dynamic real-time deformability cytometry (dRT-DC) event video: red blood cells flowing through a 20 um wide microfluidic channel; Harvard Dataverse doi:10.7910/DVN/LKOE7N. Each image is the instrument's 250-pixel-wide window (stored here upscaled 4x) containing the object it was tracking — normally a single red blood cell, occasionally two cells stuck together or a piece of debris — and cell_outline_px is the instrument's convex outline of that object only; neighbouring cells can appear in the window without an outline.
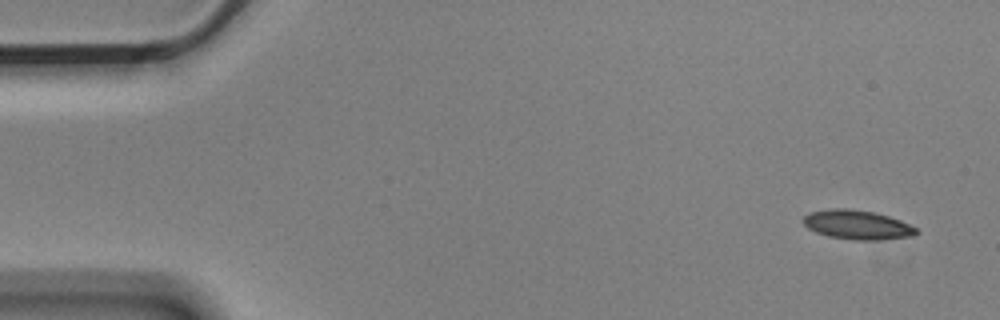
{"species": "Egyptian fruit bat (a non-hibernating species)", "species_latin": "Rousettus aegyptiacus", "temperature_condition": "cold", "stored_images_in_passage": 4, "camera_frame_rate_fps": 3000, "um_per_image_px": 0.085, "animal": {"sex": "male"}, "frame": {"image": 1, "passage_image": 1, "time_ms": 0.0, "image_size_px": [1000, 320], "cell_outline_px": [[920, 232], [912, 236], [876, 240], [856, 240], [828, 236], [816, 232], [808, 228], [800, 220], [808, 212], [828, 208], [848, 208], [876, 212], [900, 220], [920, 228]], "centroid_in_image_um": [72.87, 19.09], "position_along_channel_um": 12.1, "area_um2": 19.59}}
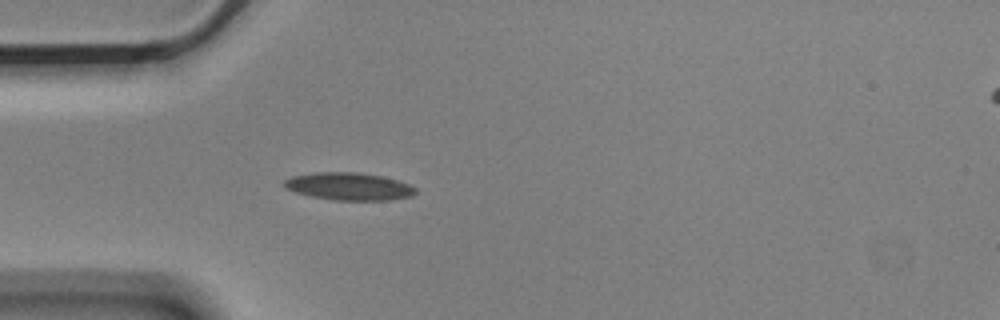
{"frame": {"image": 2, "passage_image": 4, "time_ms": 1.0, "image_size_px": [1000, 320], "cell_outline_px": [[416, 192], [412, 196], [388, 200], [332, 200], [312, 196], [296, 192], [284, 188], [284, 180], [292, 176], [316, 172], [356, 172], [380, 176], [396, 180], [408, 184], [416, 188]], "centroid_in_image_um": [29.64, 15.84], "position_along_channel_um": 55.4, "area_um2": 20.92}}